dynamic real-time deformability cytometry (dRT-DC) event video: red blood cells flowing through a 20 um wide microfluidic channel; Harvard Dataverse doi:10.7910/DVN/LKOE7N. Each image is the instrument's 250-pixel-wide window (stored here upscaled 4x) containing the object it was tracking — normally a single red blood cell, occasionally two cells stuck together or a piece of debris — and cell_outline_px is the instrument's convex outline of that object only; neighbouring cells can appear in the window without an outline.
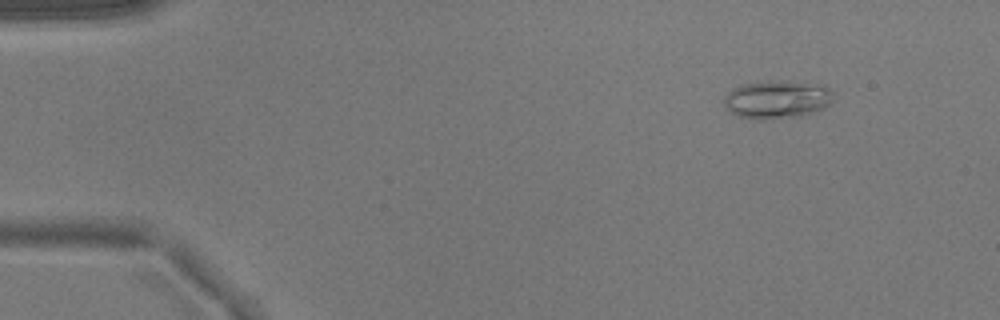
{"species": "common noctule bat (a hibernating species)", "species_latin": "Nyctalus noctula", "temperature_condition": "warm", "stored_images_in_passage": 51, "camera_frame_rate_fps": 3000, "um_per_image_px": 0.085, "animal": {"sex": "male", "body_mass_g": 17.9}, "frame": {"image": 1, "passage_image": 6, "time_ms": 1.667, "image_size_px": [1000, 320], "cell_outline_px": [[836, 92], [832, 104], [812, 112], [800, 116], [764, 120], [760, 120], [736, 116], [724, 104], [724, 96], [732, 88], [740, 84], [768, 80], [772, 80], [824, 84]], "centroid_in_image_um": [66.09, 8.43], "position_along_channel_um": 18.9, "area_um2": 24.85}}
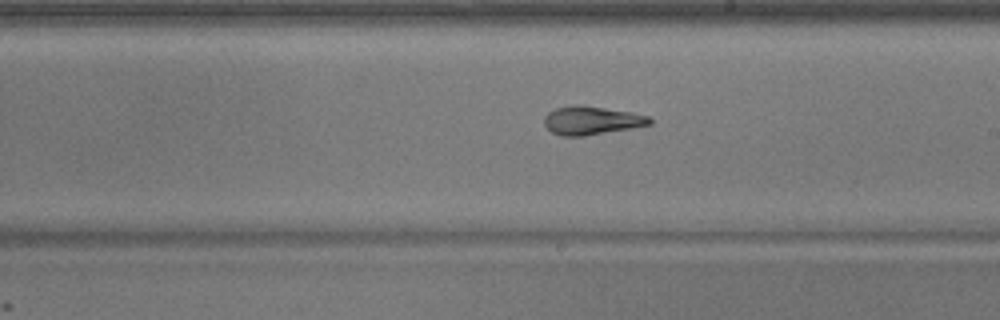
{"frame": {"image": 2, "passage_image": 30, "time_ms": 9.667, "image_size_px": [1000, 320], "cell_outline_px": [[652, 124], [632, 128], [584, 136], [560, 136], [552, 132], [544, 124], [544, 116], [548, 112], [556, 108], [572, 104], [576, 104], [604, 108], [628, 112], [648, 116], [652, 120]], "centroid_in_image_um": [50.24, 10.24], "position_along_channel_um": 238.8, "area_um2": 17.4}}
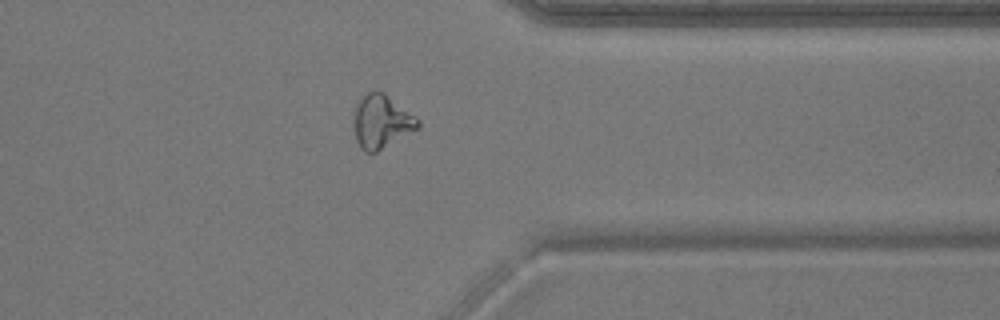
{"frame": {"image": 3, "passage_image": 41, "time_ms": 13.333, "image_size_px": [1000, 320], "cell_outline_px": [[420, 128], [376, 152], [364, 152], [360, 148], [356, 140], [356, 100], [360, 96], [368, 92], [384, 92], [416, 116], [420, 120]], "centroid_in_image_um": [32.47, 10.33], "position_along_channel_um": 378.9, "area_um2": 19.83}}